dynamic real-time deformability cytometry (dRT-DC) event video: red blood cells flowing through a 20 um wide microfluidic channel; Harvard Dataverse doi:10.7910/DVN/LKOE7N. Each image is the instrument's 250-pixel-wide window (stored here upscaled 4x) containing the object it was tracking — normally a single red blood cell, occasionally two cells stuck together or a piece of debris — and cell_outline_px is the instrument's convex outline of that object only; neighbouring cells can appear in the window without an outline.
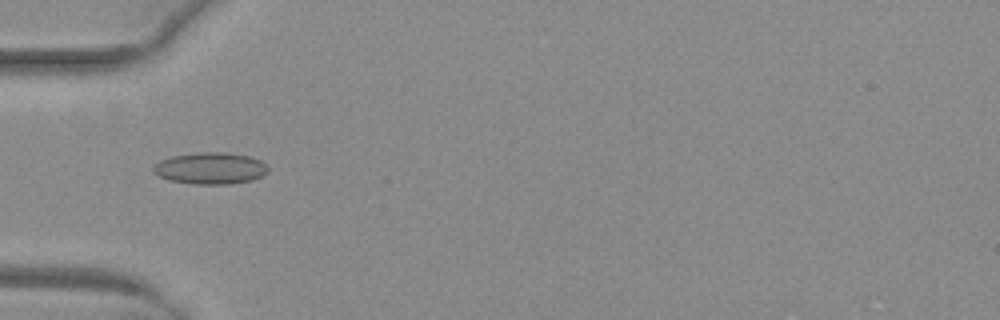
{"species": "common noctule bat (a hibernating species)", "species_latin": "Nyctalus noctula", "temperature_condition": "warm", "stored_images_in_passage": 39, "camera_frame_rate_fps": 3000, "um_per_image_px": 0.085, "animal": {"sex": "female", "body_mass_g": 29.2, "forearm_length_mm": 56.3}, "frame": {"image": 1, "passage_image": 5, "time_ms": 1.333, "image_size_px": [1000, 320], "cell_outline_px": [[268, 172], [252, 180], [228, 184], [192, 184], [168, 180], [152, 172], [152, 168], [160, 160], [172, 156], [196, 152], [220, 152], [252, 156], [260, 160], [268, 168]], "centroid_in_image_um": [17.86, 14.3], "position_along_channel_um": 67.1, "area_um2": 21.21}}
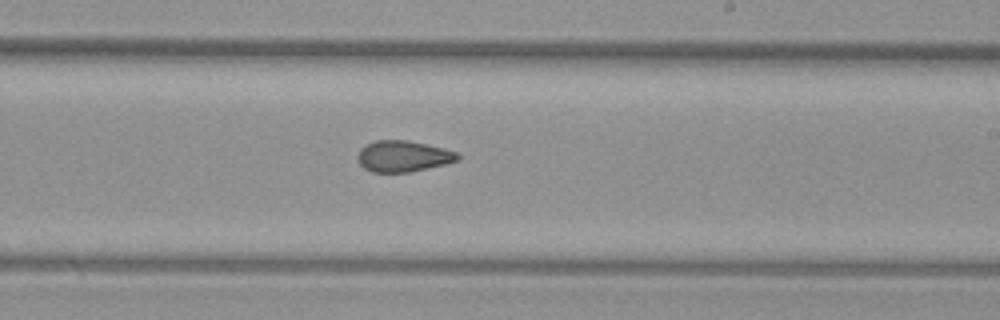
{"frame": {"image": 2, "passage_image": 19, "time_ms": 6.0, "image_size_px": [1000, 320], "cell_outline_px": [[460, 160], [444, 164], [408, 172], [372, 172], [364, 168], [360, 164], [356, 156], [360, 148], [364, 144], [376, 140], [408, 140], [444, 148], [456, 152], [460, 156]], "centroid_in_image_um": [34.23, 13.27], "position_along_channel_um": 254.8, "area_um2": 18.21}}
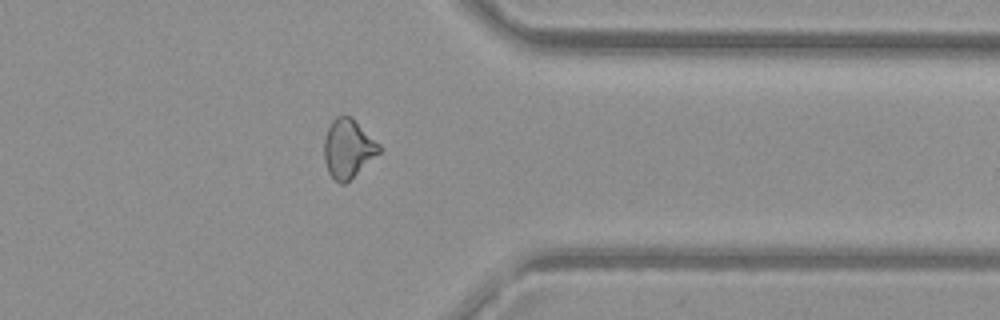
{"frame": {"image": 3, "passage_image": 29, "time_ms": 9.333, "image_size_px": [1000, 320], "cell_outline_px": [[380, 152], [344, 184], [340, 184], [328, 172], [324, 160], [324, 140], [328, 128], [332, 120], [336, 116], [352, 116], [380, 144]], "centroid_in_image_um": [29.58, 12.59], "position_along_channel_um": 381.8, "area_um2": 18.67}, "authors_computed_cell_mechanics": {"area_um2": 18.6694, "velocity_mm_per_s": 4.0356, "shape_relaxation_time_tau1_ms": null, "shape_relaxation_time_tau2_ms": 2.2992, "deformation_change_tau1": null, "deformation_change_tau2": 0.0804}}